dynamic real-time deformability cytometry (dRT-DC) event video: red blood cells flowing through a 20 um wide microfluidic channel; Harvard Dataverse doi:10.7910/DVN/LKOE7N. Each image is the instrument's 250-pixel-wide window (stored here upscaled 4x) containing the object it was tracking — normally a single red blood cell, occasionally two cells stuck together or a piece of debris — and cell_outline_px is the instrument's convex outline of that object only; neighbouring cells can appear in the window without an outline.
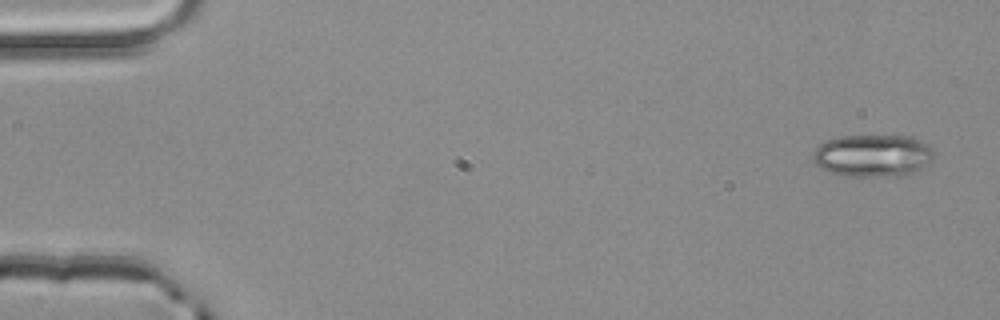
{"species": "common noctule bat (a hibernating species)", "species_latin": "Nyctalus noctula", "temperature_condition": "room temperature", "stored_images_in_passage": 4, "segment_of_instrument_passage": [1, 2], "camera_frame_rate_fps": 3000, "um_per_image_px": 0.085, "animal": {"sex": "male", "body_mass_g": 20.4}, "frame": {"image": 1, "passage_image": 1, "time_ms": 0.0, "image_size_px": [1000, 320], "cell_outline_px": [[932, 160], [928, 164], [904, 176], [844, 176], [832, 172], [816, 164], [812, 160], [812, 152], [824, 140], [840, 136], [912, 136], [928, 144], [932, 148]], "centroid_in_image_um": [74.18, 13.22], "position_along_channel_um": 10.8, "area_um2": 29.88}}